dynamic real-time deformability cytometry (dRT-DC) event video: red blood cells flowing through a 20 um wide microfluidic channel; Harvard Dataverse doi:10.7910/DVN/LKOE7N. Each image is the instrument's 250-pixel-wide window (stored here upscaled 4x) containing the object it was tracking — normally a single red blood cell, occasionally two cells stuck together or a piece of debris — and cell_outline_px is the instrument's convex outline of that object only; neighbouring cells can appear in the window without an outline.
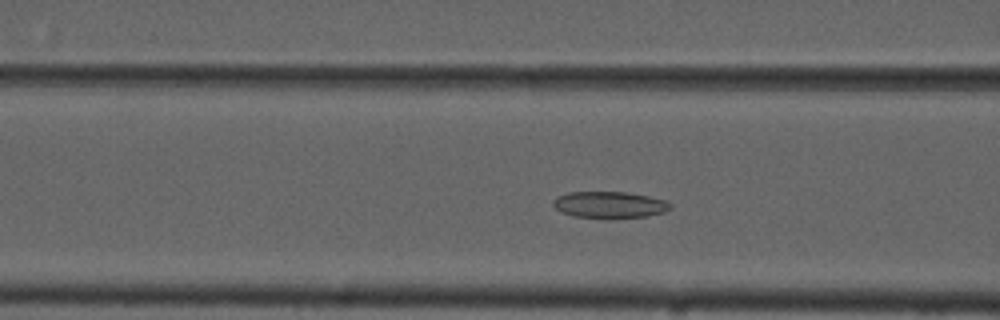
{"species": "common noctule bat (a hibernating species)", "species_latin": "Nyctalus noctula", "temperature_condition": "cold", "stored_images_in_passage": 38, "camera_frame_rate_fps": 3000, "um_per_image_px": 0.085, "animal": {"sex": "male", "forearm_length_mm": 52.5}, "frame": {"image": 1, "passage_image": 4, "time_ms": 1.0, "image_size_px": [1000, 320], "cell_outline_px": [[672, 208], [664, 212], [648, 216], [608, 220], [604, 220], [572, 216], [560, 212], [552, 204], [552, 200], [556, 196], [568, 192], [628, 192], [648, 196], [664, 200], [672, 204]], "centroid_in_image_um": [51.78, 17.44], "position_along_channel_um": 114.8, "area_um2": 18.84}}
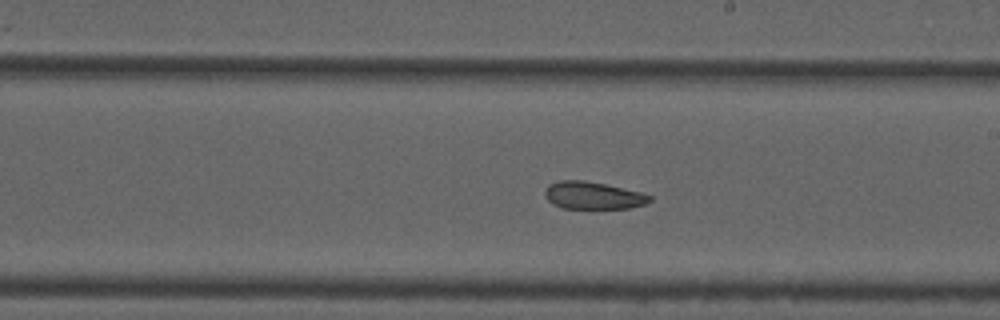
{"frame": {"image": 2, "passage_image": 14, "time_ms": 4.333, "image_size_px": [1000, 320], "cell_outline_px": [[652, 200], [644, 204], [628, 208], [564, 208], [552, 204], [544, 196], [544, 192], [548, 184], [560, 180], [580, 180], [604, 184], [640, 192], [652, 196]], "centroid_in_image_um": [50.37, 16.61], "position_along_channel_um": 238.6, "area_um2": 16.59}}
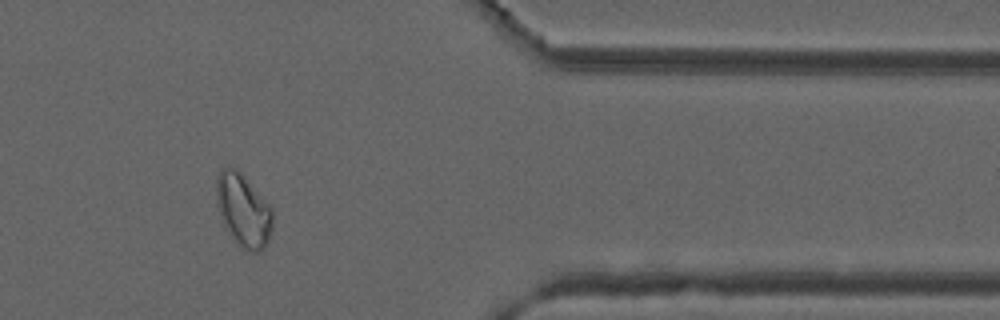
{"frame": {"image": 3, "passage_image": 28, "time_ms": 9.0, "image_size_px": [1000, 320], "cell_outline_px": [[272, 228], [268, 240], [264, 248], [260, 252], [248, 252], [224, 228], [216, 204], [216, 176], [220, 168], [236, 168], [240, 172], [272, 208]], "centroid_in_image_um": [20.65, 17.87], "position_along_channel_um": 390.7, "area_um2": 23.76}}